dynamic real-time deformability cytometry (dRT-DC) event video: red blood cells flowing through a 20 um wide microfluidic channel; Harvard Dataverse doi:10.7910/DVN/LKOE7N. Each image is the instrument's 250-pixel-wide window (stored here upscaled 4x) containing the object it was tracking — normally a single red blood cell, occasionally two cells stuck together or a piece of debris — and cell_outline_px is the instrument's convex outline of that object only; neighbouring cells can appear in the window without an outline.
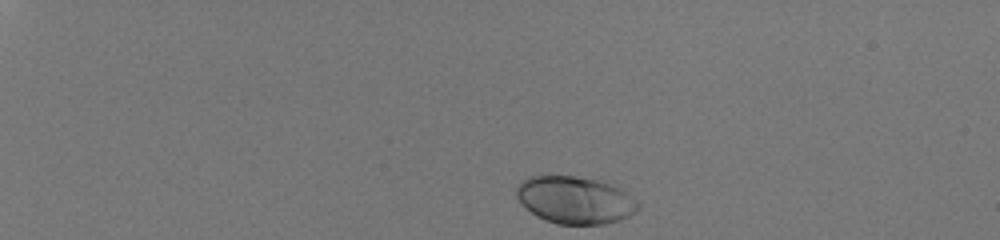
{"species": "human", "species_latin": "Homo sapiens", "temperature_condition": "room temperature", "stored_images_in_passage": 37, "camera_frame_rate_fps": 3000, "um_per_image_px": 0.085, "donor": {"sex": "male"}, "frame": {"image": 1, "passage_image": 1, "time_ms": 0.0, "image_size_px": [1000, 240], "cell_outline_px": [[640, 208], [628, 216], [620, 220], [604, 224], [556, 224], [536, 216], [516, 196], [516, 188], [528, 176], [540, 172], [548, 172], [576, 176], [596, 180], [620, 188], [636, 200], [640, 204]], "centroid_in_image_um": [48.84, 16.96], "position_along_channel_um": 36.2, "area_um2": 33.99}}
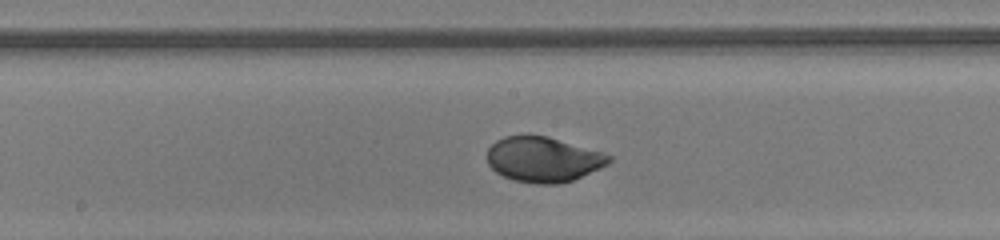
{"frame": {"image": 2, "passage_image": 22, "time_ms": 7.0, "image_size_px": [1000, 240], "cell_outline_px": [[612, 160], [608, 164], [600, 168], [572, 180], [556, 184], [536, 184], [512, 180], [496, 172], [488, 164], [488, 148], [496, 140], [504, 136], [528, 132], [548, 136], [600, 152], [612, 156]], "centroid_in_image_um": [46.13, 13.52], "position_along_channel_um": 202.1, "area_um2": 32.37}}
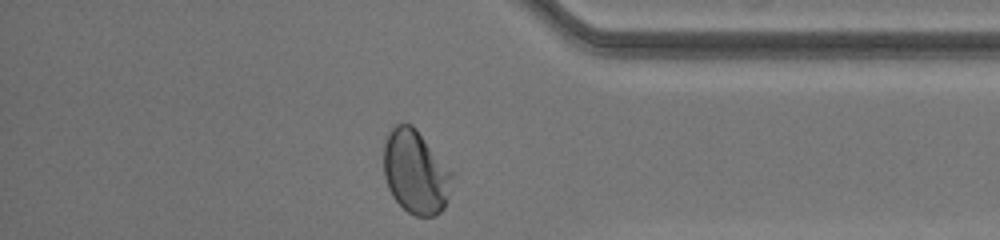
{"frame": {"image": 3, "passage_image": 37, "time_ms": 12.0, "image_size_px": [1000, 240], "cell_outline_px": [[452, 176], [448, 196], [444, 208], [436, 216], [416, 216], [408, 212], [392, 196], [388, 188], [384, 176], [384, 140], [388, 132], [396, 124], [412, 124], [416, 128], [452, 172]], "centroid_in_image_um": [35.3, 14.62], "position_along_channel_um": 399.9, "area_um2": 33.12}, "authors_computed_cell_mechanics": {"area_um2": 32.368, "velocity_mm_per_s": 4.0711, "shape_relaxation_time_tau1_ms": 3.2002, "shape_relaxation_time_tau2_ms": null, "deformation_change_tau1": 0.159, "deformation_change_tau2": null}}